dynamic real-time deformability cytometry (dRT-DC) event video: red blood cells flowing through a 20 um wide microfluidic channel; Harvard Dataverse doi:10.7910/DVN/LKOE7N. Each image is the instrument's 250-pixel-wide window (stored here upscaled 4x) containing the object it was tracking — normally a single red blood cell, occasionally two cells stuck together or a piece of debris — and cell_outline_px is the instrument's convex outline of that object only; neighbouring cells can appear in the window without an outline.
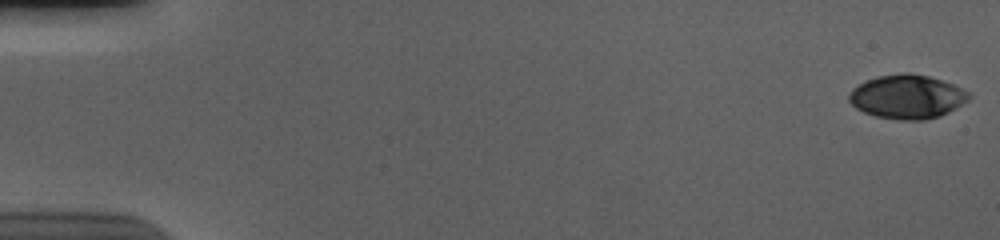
{"species": "human", "species_latin": "Homo sapiens", "temperature_condition": "cold", "stored_images_in_passage": 56, "camera_frame_rate_fps": 3000, "um_per_image_px": 0.085, "donor": {"sex": "male"}, "frame": {"image": 1, "passage_image": 1, "time_ms": 0.0, "image_size_px": [1000, 240], "cell_outline_px": [[972, 96], [968, 100], [948, 112], [940, 116], [924, 120], [900, 120], [876, 116], [864, 112], [856, 108], [848, 100], [848, 92], [852, 88], [868, 80], [880, 76], [904, 72], [908, 72], [928, 76], [952, 84], [972, 92]], "centroid_in_image_um": [77.12, 8.22], "position_along_channel_um": 7.9, "area_um2": 30.63}}
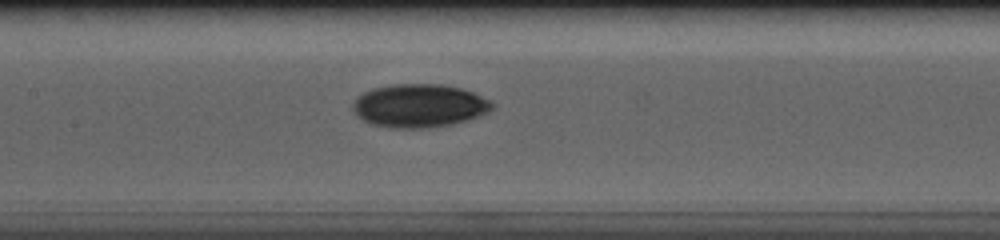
{"frame": {"image": 2, "passage_image": 28, "time_ms": 9.0, "image_size_px": [1000, 240], "cell_outline_px": [[496, 104], [488, 112], [480, 116], [452, 124], [428, 128], [392, 128], [372, 124], [356, 116], [352, 108], [352, 104], [364, 92], [372, 88], [392, 84], [440, 84], [460, 88], [472, 92], [492, 100]], "centroid_in_image_um": [35.65, 8.99], "position_along_channel_um": 171.7, "area_um2": 35.26}}
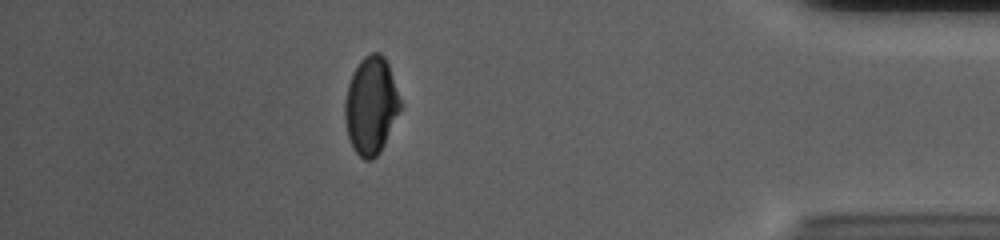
{"frame": {"image": 3, "passage_image": 50, "time_ms": 16.333, "image_size_px": [1000, 240], "cell_outline_px": [[400, 108], [384, 144], [380, 152], [372, 160], [364, 160], [356, 152], [348, 136], [344, 116], [344, 100], [348, 84], [352, 72], [360, 60], [364, 56], [372, 52], [380, 52], [384, 56], [388, 64], [400, 100]], "centroid_in_image_um": [31.5, 8.95], "position_along_channel_um": 403.7, "area_um2": 31.15}, "authors_computed_cell_mechanics": {"area_um2": 32.4258, "velocity_mm_per_s": 3.699, "shape_relaxation_time_tau1_ms": 3.9285, "shape_relaxation_time_tau2_ms": 6.2472, "deformation_change_tau1": 0.1264, "deformation_change_tau2": 0.0735}}